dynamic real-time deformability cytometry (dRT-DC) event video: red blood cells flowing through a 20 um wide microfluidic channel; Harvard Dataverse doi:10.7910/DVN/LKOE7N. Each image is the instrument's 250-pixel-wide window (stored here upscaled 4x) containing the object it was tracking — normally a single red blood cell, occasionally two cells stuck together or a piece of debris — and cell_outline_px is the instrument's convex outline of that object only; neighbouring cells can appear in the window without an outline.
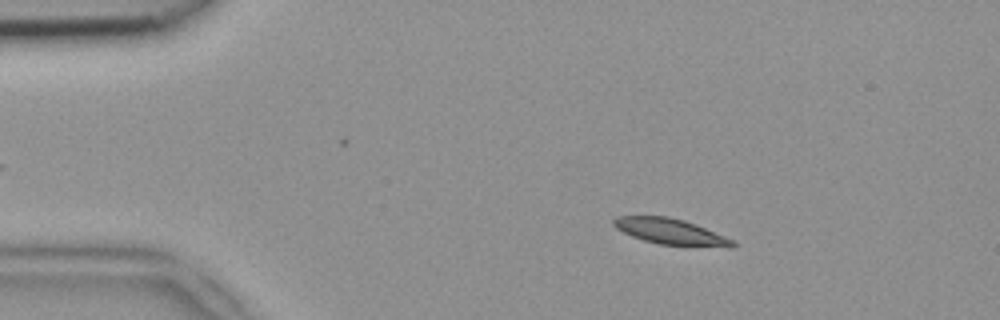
{"species": "common noctule bat (a hibernating species)", "species_latin": "Nyctalus noctula", "temperature_condition": "room temperature", "stored_images_in_passage": 49, "camera_frame_rate_fps": 3000, "um_per_image_px": 0.085, "animal": {"sex": "female", "body_mass_g": 18.4}, "frame": {"image": 1, "passage_image": 8, "time_ms": 2.333, "image_size_px": [1000, 320], "cell_outline_px": [[736, 244], [732, 248], [728, 248], [660, 244], [644, 240], [632, 236], [616, 228], [612, 224], [612, 220], [616, 216], [668, 216], [684, 220], [696, 224], [736, 240]], "centroid_in_image_um": [57.06, 19.69], "position_along_channel_um": 27.9, "area_um2": 18.15}}
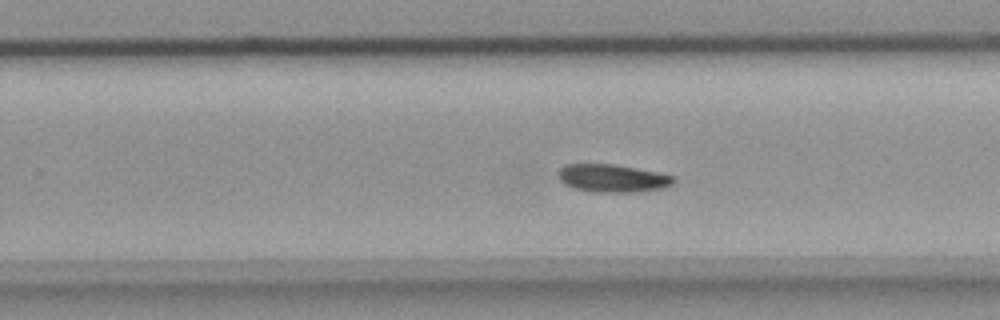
{"frame": {"image": 2, "passage_image": 31, "time_ms": 10.0, "image_size_px": [1000, 320], "cell_outline_px": [[676, 180], [672, 184], [664, 188], [632, 192], [592, 192], [576, 188], [564, 184], [560, 180], [560, 168], [564, 164], [612, 164], [636, 168], [676, 176]], "centroid_in_image_um": [52.09, 15.15], "position_along_channel_um": 277.7, "area_um2": 18.61}}
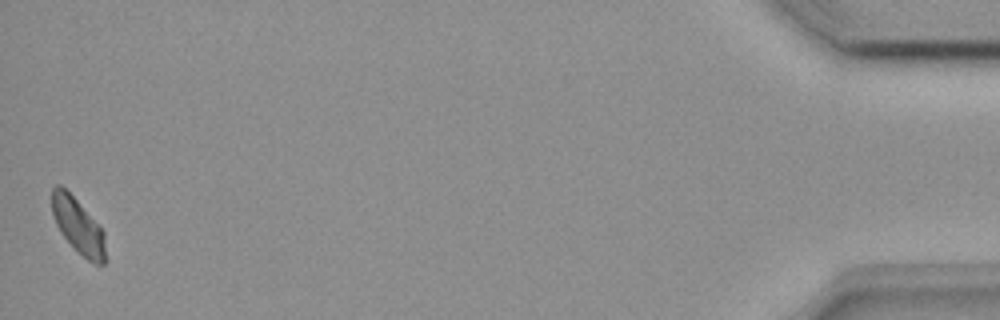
{"frame": {"image": 3, "passage_image": 49, "time_ms": 16.0, "image_size_px": [1000, 320], "cell_outline_px": [[108, 260], [104, 264], [96, 264], [88, 260], [60, 232], [52, 216], [52, 188], [56, 184], [60, 184], [76, 200], [104, 232]], "centroid_in_image_um": [6.66, 19.23], "position_along_channel_um": 428.5, "area_um2": 16.99}}